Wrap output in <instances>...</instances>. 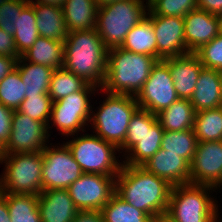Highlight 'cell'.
Segmentation results:
<instances>
[{
    "mask_svg": "<svg viewBox=\"0 0 222 222\" xmlns=\"http://www.w3.org/2000/svg\"><path fill=\"white\" fill-rule=\"evenodd\" d=\"M163 61L170 69L174 88L179 99L190 100L203 68L198 55L194 52H189Z\"/></svg>",
    "mask_w": 222,
    "mask_h": 222,
    "instance_id": "16",
    "label": "cell"
},
{
    "mask_svg": "<svg viewBox=\"0 0 222 222\" xmlns=\"http://www.w3.org/2000/svg\"><path fill=\"white\" fill-rule=\"evenodd\" d=\"M190 184L222 190V140L197 143L190 164Z\"/></svg>",
    "mask_w": 222,
    "mask_h": 222,
    "instance_id": "14",
    "label": "cell"
},
{
    "mask_svg": "<svg viewBox=\"0 0 222 222\" xmlns=\"http://www.w3.org/2000/svg\"><path fill=\"white\" fill-rule=\"evenodd\" d=\"M147 17L152 22L157 42L158 61L188 53L184 38L183 17L155 15L150 9Z\"/></svg>",
    "mask_w": 222,
    "mask_h": 222,
    "instance_id": "15",
    "label": "cell"
},
{
    "mask_svg": "<svg viewBox=\"0 0 222 222\" xmlns=\"http://www.w3.org/2000/svg\"><path fill=\"white\" fill-rule=\"evenodd\" d=\"M11 222H41L38 195L4 193Z\"/></svg>",
    "mask_w": 222,
    "mask_h": 222,
    "instance_id": "31",
    "label": "cell"
},
{
    "mask_svg": "<svg viewBox=\"0 0 222 222\" xmlns=\"http://www.w3.org/2000/svg\"><path fill=\"white\" fill-rule=\"evenodd\" d=\"M193 131L198 142L222 140V106L196 112Z\"/></svg>",
    "mask_w": 222,
    "mask_h": 222,
    "instance_id": "28",
    "label": "cell"
},
{
    "mask_svg": "<svg viewBox=\"0 0 222 222\" xmlns=\"http://www.w3.org/2000/svg\"><path fill=\"white\" fill-rule=\"evenodd\" d=\"M16 30L13 35L18 53L22 55L36 42L39 33L36 27V13L33 6L28 3L17 15Z\"/></svg>",
    "mask_w": 222,
    "mask_h": 222,
    "instance_id": "29",
    "label": "cell"
},
{
    "mask_svg": "<svg viewBox=\"0 0 222 222\" xmlns=\"http://www.w3.org/2000/svg\"><path fill=\"white\" fill-rule=\"evenodd\" d=\"M53 144L51 142L42 150V191L67 189L83 175L80 165L64 141L62 144Z\"/></svg>",
    "mask_w": 222,
    "mask_h": 222,
    "instance_id": "10",
    "label": "cell"
},
{
    "mask_svg": "<svg viewBox=\"0 0 222 222\" xmlns=\"http://www.w3.org/2000/svg\"><path fill=\"white\" fill-rule=\"evenodd\" d=\"M0 55L19 59L21 55L15 45L13 35L0 29Z\"/></svg>",
    "mask_w": 222,
    "mask_h": 222,
    "instance_id": "41",
    "label": "cell"
},
{
    "mask_svg": "<svg viewBox=\"0 0 222 222\" xmlns=\"http://www.w3.org/2000/svg\"><path fill=\"white\" fill-rule=\"evenodd\" d=\"M84 133L71 135L67 139H73L64 142L83 173L117 176L123 164L119 160L120 155L116 156L119 149L94 133Z\"/></svg>",
    "mask_w": 222,
    "mask_h": 222,
    "instance_id": "7",
    "label": "cell"
},
{
    "mask_svg": "<svg viewBox=\"0 0 222 222\" xmlns=\"http://www.w3.org/2000/svg\"><path fill=\"white\" fill-rule=\"evenodd\" d=\"M195 110L189 100L178 99L157 114L164 131H184L193 129Z\"/></svg>",
    "mask_w": 222,
    "mask_h": 222,
    "instance_id": "26",
    "label": "cell"
},
{
    "mask_svg": "<svg viewBox=\"0 0 222 222\" xmlns=\"http://www.w3.org/2000/svg\"><path fill=\"white\" fill-rule=\"evenodd\" d=\"M0 191L3 193L39 195L42 192V151L4 154L0 165Z\"/></svg>",
    "mask_w": 222,
    "mask_h": 222,
    "instance_id": "8",
    "label": "cell"
},
{
    "mask_svg": "<svg viewBox=\"0 0 222 222\" xmlns=\"http://www.w3.org/2000/svg\"><path fill=\"white\" fill-rule=\"evenodd\" d=\"M99 90L98 87L87 84L81 91L73 92L53 102L48 125L49 136H51V132H53L49 131L52 130L53 126L62 136H65V138L86 132V128H89L92 112V102L90 101H92L91 99L93 98H91V96L97 95L95 92Z\"/></svg>",
    "mask_w": 222,
    "mask_h": 222,
    "instance_id": "9",
    "label": "cell"
},
{
    "mask_svg": "<svg viewBox=\"0 0 222 222\" xmlns=\"http://www.w3.org/2000/svg\"><path fill=\"white\" fill-rule=\"evenodd\" d=\"M88 83L65 68L55 69L52 73L48 94L52 101H58L76 91H81Z\"/></svg>",
    "mask_w": 222,
    "mask_h": 222,
    "instance_id": "33",
    "label": "cell"
},
{
    "mask_svg": "<svg viewBox=\"0 0 222 222\" xmlns=\"http://www.w3.org/2000/svg\"><path fill=\"white\" fill-rule=\"evenodd\" d=\"M4 156V148L0 145V162Z\"/></svg>",
    "mask_w": 222,
    "mask_h": 222,
    "instance_id": "50",
    "label": "cell"
},
{
    "mask_svg": "<svg viewBox=\"0 0 222 222\" xmlns=\"http://www.w3.org/2000/svg\"><path fill=\"white\" fill-rule=\"evenodd\" d=\"M41 222H72L79 212L67 189L42 191L38 195Z\"/></svg>",
    "mask_w": 222,
    "mask_h": 222,
    "instance_id": "20",
    "label": "cell"
},
{
    "mask_svg": "<svg viewBox=\"0 0 222 222\" xmlns=\"http://www.w3.org/2000/svg\"><path fill=\"white\" fill-rule=\"evenodd\" d=\"M72 222H104L101 211H79Z\"/></svg>",
    "mask_w": 222,
    "mask_h": 222,
    "instance_id": "42",
    "label": "cell"
},
{
    "mask_svg": "<svg viewBox=\"0 0 222 222\" xmlns=\"http://www.w3.org/2000/svg\"><path fill=\"white\" fill-rule=\"evenodd\" d=\"M13 111L0 103V145L3 148L10 138Z\"/></svg>",
    "mask_w": 222,
    "mask_h": 222,
    "instance_id": "40",
    "label": "cell"
},
{
    "mask_svg": "<svg viewBox=\"0 0 222 222\" xmlns=\"http://www.w3.org/2000/svg\"><path fill=\"white\" fill-rule=\"evenodd\" d=\"M153 222H173V221L169 219L166 215H163L153 220Z\"/></svg>",
    "mask_w": 222,
    "mask_h": 222,
    "instance_id": "47",
    "label": "cell"
},
{
    "mask_svg": "<svg viewBox=\"0 0 222 222\" xmlns=\"http://www.w3.org/2000/svg\"><path fill=\"white\" fill-rule=\"evenodd\" d=\"M52 103L53 101L49 94L44 96H25L17 110L34 120L49 125Z\"/></svg>",
    "mask_w": 222,
    "mask_h": 222,
    "instance_id": "35",
    "label": "cell"
},
{
    "mask_svg": "<svg viewBox=\"0 0 222 222\" xmlns=\"http://www.w3.org/2000/svg\"><path fill=\"white\" fill-rule=\"evenodd\" d=\"M8 0H0V5H2L3 3H5Z\"/></svg>",
    "mask_w": 222,
    "mask_h": 222,
    "instance_id": "52",
    "label": "cell"
},
{
    "mask_svg": "<svg viewBox=\"0 0 222 222\" xmlns=\"http://www.w3.org/2000/svg\"><path fill=\"white\" fill-rule=\"evenodd\" d=\"M197 143L193 129L178 132L164 131L161 149L177 154L191 164Z\"/></svg>",
    "mask_w": 222,
    "mask_h": 222,
    "instance_id": "32",
    "label": "cell"
},
{
    "mask_svg": "<svg viewBox=\"0 0 222 222\" xmlns=\"http://www.w3.org/2000/svg\"><path fill=\"white\" fill-rule=\"evenodd\" d=\"M114 1H118V0H95V2L97 3L98 6H102L104 4L114 2Z\"/></svg>",
    "mask_w": 222,
    "mask_h": 222,
    "instance_id": "48",
    "label": "cell"
},
{
    "mask_svg": "<svg viewBox=\"0 0 222 222\" xmlns=\"http://www.w3.org/2000/svg\"><path fill=\"white\" fill-rule=\"evenodd\" d=\"M164 129L156 114L144 109V134L125 156L124 165L141 166L150 159L160 148Z\"/></svg>",
    "mask_w": 222,
    "mask_h": 222,
    "instance_id": "19",
    "label": "cell"
},
{
    "mask_svg": "<svg viewBox=\"0 0 222 222\" xmlns=\"http://www.w3.org/2000/svg\"><path fill=\"white\" fill-rule=\"evenodd\" d=\"M107 57L108 48L95 29L72 31L64 41L63 68L99 89L106 77Z\"/></svg>",
    "mask_w": 222,
    "mask_h": 222,
    "instance_id": "2",
    "label": "cell"
},
{
    "mask_svg": "<svg viewBox=\"0 0 222 222\" xmlns=\"http://www.w3.org/2000/svg\"><path fill=\"white\" fill-rule=\"evenodd\" d=\"M149 9L155 15L184 17L198 9V0H154Z\"/></svg>",
    "mask_w": 222,
    "mask_h": 222,
    "instance_id": "36",
    "label": "cell"
},
{
    "mask_svg": "<svg viewBox=\"0 0 222 222\" xmlns=\"http://www.w3.org/2000/svg\"><path fill=\"white\" fill-rule=\"evenodd\" d=\"M25 96L24 83L15 68L0 81V103L12 110H17Z\"/></svg>",
    "mask_w": 222,
    "mask_h": 222,
    "instance_id": "34",
    "label": "cell"
},
{
    "mask_svg": "<svg viewBox=\"0 0 222 222\" xmlns=\"http://www.w3.org/2000/svg\"><path fill=\"white\" fill-rule=\"evenodd\" d=\"M29 3V0H8L0 5V29L8 34L14 35L15 20L21 10Z\"/></svg>",
    "mask_w": 222,
    "mask_h": 222,
    "instance_id": "39",
    "label": "cell"
},
{
    "mask_svg": "<svg viewBox=\"0 0 222 222\" xmlns=\"http://www.w3.org/2000/svg\"><path fill=\"white\" fill-rule=\"evenodd\" d=\"M17 60V58L0 55V81L15 70Z\"/></svg>",
    "mask_w": 222,
    "mask_h": 222,
    "instance_id": "44",
    "label": "cell"
},
{
    "mask_svg": "<svg viewBox=\"0 0 222 222\" xmlns=\"http://www.w3.org/2000/svg\"><path fill=\"white\" fill-rule=\"evenodd\" d=\"M198 9L218 15L222 13V0H198Z\"/></svg>",
    "mask_w": 222,
    "mask_h": 222,
    "instance_id": "43",
    "label": "cell"
},
{
    "mask_svg": "<svg viewBox=\"0 0 222 222\" xmlns=\"http://www.w3.org/2000/svg\"><path fill=\"white\" fill-rule=\"evenodd\" d=\"M16 69L24 83L26 96H44L48 94L54 69L42 64L30 63L22 57L17 60Z\"/></svg>",
    "mask_w": 222,
    "mask_h": 222,
    "instance_id": "24",
    "label": "cell"
},
{
    "mask_svg": "<svg viewBox=\"0 0 222 222\" xmlns=\"http://www.w3.org/2000/svg\"><path fill=\"white\" fill-rule=\"evenodd\" d=\"M149 5L143 0H118L98 7L95 30L105 46L120 47L127 33L147 17Z\"/></svg>",
    "mask_w": 222,
    "mask_h": 222,
    "instance_id": "6",
    "label": "cell"
},
{
    "mask_svg": "<svg viewBox=\"0 0 222 222\" xmlns=\"http://www.w3.org/2000/svg\"><path fill=\"white\" fill-rule=\"evenodd\" d=\"M124 50L145 54L157 59V42L151 20L146 17L134 26L120 46Z\"/></svg>",
    "mask_w": 222,
    "mask_h": 222,
    "instance_id": "27",
    "label": "cell"
},
{
    "mask_svg": "<svg viewBox=\"0 0 222 222\" xmlns=\"http://www.w3.org/2000/svg\"><path fill=\"white\" fill-rule=\"evenodd\" d=\"M143 1L146 2L149 5L154 0H143Z\"/></svg>",
    "mask_w": 222,
    "mask_h": 222,
    "instance_id": "51",
    "label": "cell"
},
{
    "mask_svg": "<svg viewBox=\"0 0 222 222\" xmlns=\"http://www.w3.org/2000/svg\"><path fill=\"white\" fill-rule=\"evenodd\" d=\"M184 38L189 52H196L219 34L217 15L195 9L183 17Z\"/></svg>",
    "mask_w": 222,
    "mask_h": 222,
    "instance_id": "17",
    "label": "cell"
},
{
    "mask_svg": "<svg viewBox=\"0 0 222 222\" xmlns=\"http://www.w3.org/2000/svg\"><path fill=\"white\" fill-rule=\"evenodd\" d=\"M64 41L39 36L21 57L30 63L42 64L52 69L63 67Z\"/></svg>",
    "mask_w": 222,
    "mask_h": 222,
    "instance_id": "25",
    "label": "cell"
},
{
    "mask_svg": "<svg viewBox=\"0 0 222 222\" xmlns=\"http://www.w3.org/2000/svg\"><path fill=\"white\" fill-rule=\"evenodd\" d=\"M204 68L222 71V34L195 52Z\"/></svg>",
    "mask_w": 222,
    "mask_h": 222,
    "instance_id": "37",
    "label": "cell"
},
{
    "mask_svg": "<svg viewBox=\"0 0 222 222\" xmlns=\"http://www.w3.org/2000/svg\"><path fill=\"white\" fill-rule=\"evenodd\" d=\"M67 191L79 211H100L116 193V176L83 173Z\"/></svg>",
    "mask_w": 222,
    "mask_h": 222,
    "instance_id": "11",
    "label": "cell"
},
{
    "mask_svg": "<svg viewBox=\"0 0 222 222\" xmlns=\"http://www.w3.org/2000/svg\"><path fill=\"white\" fill-rule=\"evenodd\" d=\"M157 59L121 47L108 49L106 77L101 86L109 94L136 96L149 78Z\"/></svg>",
    "mask_w": 222,
    "mask_h": 222,
    "instance_id": "3",
    "label": "cell"
},
{
    "mask_svg": "<svg viewBox=\"0 0 222 222\" xmlns=\"http://www.w3.org/2000/svg\"><path fill=\"white\" fill-rule=\"evenodd\" d=\"M213 192L217 195L218 191L210 186H173L166 216L173 222H220V206Z\"/></svg>",
    "mask_w": 222,
    "mask_h": 222,
    "instance_id": "5",
    "label": "cell"
},
{
    "mask_svg": "<svg viewBox=\"0 0 222 222\" xmlns=\"http://www.w3.org/2000/svg\"><path fill=\"white\" fill-rule=\"evenodd\" d=\"M100 211L104 222H153L148 214L128 204L116 193Z\"/></svg>",
    "mask_w": 222,
    "mask_h": 222,
    "instance_id": "30",
    "label": "cell"
},
{
    "mask_svg": "<svg viewBox=\"0 0 222 222\" xmlns=\"http://www.w3.org/2000/svg\"><path fill=\"white\" fill-rule=\"evenodd\" d=\"M36 13V27L39 36L65 41L69 32L64 20L62 7L29 1Z\"/></svg>",
    "mask_w": 222,
    "mask_h": 222,
    "instance_id": "22",
    "label": "cell"
},
{
    "mask_svg": "<svg viewBox=\"0 0 222 222\" xmlns=\"http://www.w3.org/2000/svg\"><path fill=\"white\" fill-rule=\"evenodd\" d=\"M219 20V33L222 34V13L217 15Z\"/></svg>",
    "mask_w": 222,
    "mask_h": 222,
    "instance_id": "49",
    "label": "cell"
},
{
    "mask_svg": "<svg viewBox=\"0 0 222 222\" xmlns=\"http://www.w3.org/2000/svg\"><path fill=\"white\" fill-rule=\"evenodd\" d=\"M0 222H11L6 196L0 191Z\"/></svg>",
    "mask_w": 222,
    "mask_h": 222,
    "instance_id": "45",
    "label": "cell"
},
{
    "mask_svg": "<svg viewBox=\"0 0 222 222\" xmlns=\"http://www.w3.org/2000/svg\"><path fill=\"white\" fill-rule=\"evenodd\" d=\"M32 1L34 3H42V4H46V5H52V6H58V7H62L65 0H29Z\"/></svg>",
    "mask_w": 222,
    "mask_h": 222,
    "instance_id": "46",
    "label": "cell"
},
{
    "mask_svg": "<svg viewBox=\"0 0 222 222\" xmlns=\"http://www.w3.org/2000/svg\"><path fill=\"white\" fill-rule=\"evenodd\" d=\"M141 166L172 186L190 184V164L179 155L161 148Z\"/></svg>",
    "mask_w": 222,
    "mask_h": 222,
    "instance_id": "18",
    "label": "cell"
},
{
    "mask_svg": "<svg viewBox=\"0 0 222 222\" xmlns=\"http://www.w3.org/2000/svg\"><path fill=\"white\" fill-rule=\"evenodd\" d=\"M172 187L168 181L147 172L142 166L122 164L116 176V194L153 220L166 215Z\"/></svg>",
    "mask_w": 222,
    "mask_h": 222,
    "instance_id": "1",
    "label": "cell"
},
{
    "mask_svg": "<svg viewBox=\"0 0 222 222\" xmlns=\"http://www.w3.org/2000/svg\"><path fill=\"white\" fill-rule=\"evenodd\" d=\"M96 93H102L106 98L99 101L96 109L92 105L91 128L87 129L119 149L125 141L130 119L139 105L133 95L109 94L102 90Z\"/></svg>",
    "mask_w": 222,
    "mask_h": 222,
    "instance_id": "4",
    "label": "cell"
},
{
    "mask_svg": "<svg viewBox=\"0 0 222 222\" xmlns=\"http://www.w3.org/2000/svg\"><path fill=\"white\" fill-rule=\"evenodd\" d=\"M48 125L13 111L10 138L4 147V154L35 153L49 144Z\"/></svg>",
    "mask_w": 222,
    "mask_h": 222,
    "instance_id": "13",
    "label": "cell"
},
{
    "mask_svg": "<svg viewBox=\"0 0 222 222\" xmlns=\"http://www.w3.org/2000/svg\"><path fill=\"white\" fill-rule=\"evenodd\" d=\"M144 134V109L138 108L130 119L127 135L123 145L119 148L122 158L140 142Z\"/></svg>",
    "mask_w": 222,
    "mask_h": 222,
    "instance_id": "38",
    "label": "cell"
},
{
    "mask_svg": "<svg viewBox=\"0 0 222 222\" xmlns=\"http://www.w3.org/2000/svg\"><path fill=\"white\" fill-rule=\"evenodd\" d=\"M98 7L95 0H65L62 11L68 32L95 29Z\"/></svg>",
    "mask_w": 222,
    "mask_h": 222,
    "instance_id": "23",
    "label": "cell"
},
{
    "mask_svg": "<svg viewBox=\"0 0 222 222\" xmlns=\"http://www.w3.org/2000/svg\"><path fill=\"white\" fill-rule=\"evenodd\" d=\"M189 101L195 112L221 107L222 81L220 71L203 67Z\"/></svg>",
    "mask_w": 222,
    "mask_h": 222,
    "instance_id": "21",
    "label": "cell"
},
{
    "mask_svg": "<svg viewBox=\"0 0 222 222\" xmlns=\"http://www.w3.org/2000/svg\"><path fill=\"white\" fill-rule=\"evenodd\" d=\"M135 98L139 108L156 115L179 99L170 69L163 60L153 66L149 78Z\"/></svg>",
    "mask_w": 222,
    "mask_h": 222,
    "instance_id": "12",
    "label": "cell"
}]
</instances>
